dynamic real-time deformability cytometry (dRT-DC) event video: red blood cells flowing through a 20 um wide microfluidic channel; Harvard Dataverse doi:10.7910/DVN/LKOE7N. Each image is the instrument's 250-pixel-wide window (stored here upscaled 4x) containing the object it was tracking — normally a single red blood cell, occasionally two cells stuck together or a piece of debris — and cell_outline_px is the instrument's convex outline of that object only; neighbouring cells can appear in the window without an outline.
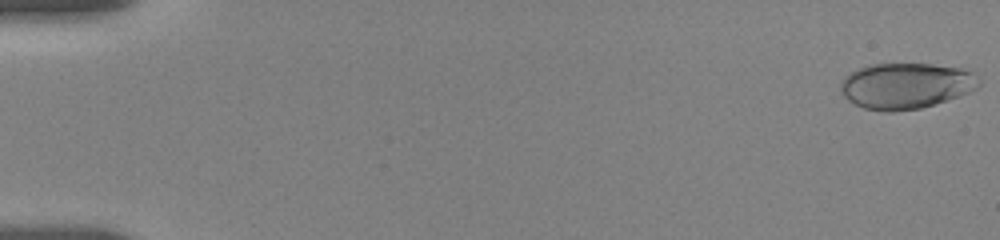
{"species": "human", "species_latin": "Homo sapiens", "temperature_condition": "room temperature", "stored_images_in_passage": 33, "camera_frame_rate_fps": 3000, "um_per_image_px": 0.085, "donor": {"sex": "female"}, "frame": {"image": 1, "passage_image": 1, "time_ms": 0.0, "image_size_px": [1000, 240], "cell_outline_px": [[980, 84], [976, 88], [968, 92], [920, 108], [892, 112], [884, 112], [864, 108], [848, 100], [844, 96], [840, 88], [840, 84], [844, 76], [848, 72], [868, 64], [932, 64], [960, 68], [972, 72], [980, 80]], "centroid_in_image_um": [76.94, 7.28], "position_along_channel_um": 8.1, "area_um2": 36.82}}
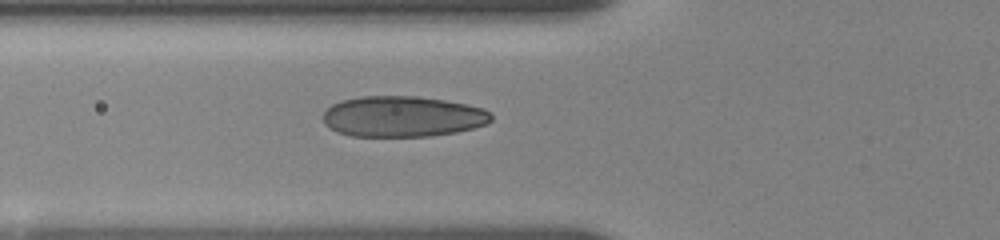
{"frame": {"image": 2, "passage_image": 27, "time_ms": 6.667, "image_size_px": [1000, 240], "cell_outline_px": [[492, 120], [488, 124], [456, 132], [432, 136], [352, 136], [336, 132], [324, 124], [324, 112], [332, 104], [340, 100], [360, 96], [416, 96], [444, 100], [468, 104], [484, 108], [492, 116]], "centroid_in_image_um": [34.22, 9.9], "position_along_channel_um": 91.6, "area_um2": 40.17}}
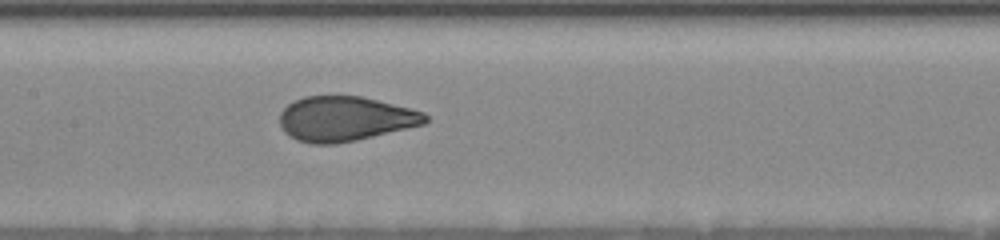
{"frame": {"image": 3, "passage_image": 33, "time_ms": 9.0, "image_size_px": [1000, 240], "cell_outline_px": [[428, 120], [424, 124], [356, 140], [336, 144], [312, 144], [300, 140], [284, 132], [280, 124], [280, 112], [288, 104], [304, 96], [360, 96], [424, 112], [428, 116]], "centroid_in_image_um": [29.32, 10.1], "position_along_channel_um": 178.1, "area_um2": 37.57}}